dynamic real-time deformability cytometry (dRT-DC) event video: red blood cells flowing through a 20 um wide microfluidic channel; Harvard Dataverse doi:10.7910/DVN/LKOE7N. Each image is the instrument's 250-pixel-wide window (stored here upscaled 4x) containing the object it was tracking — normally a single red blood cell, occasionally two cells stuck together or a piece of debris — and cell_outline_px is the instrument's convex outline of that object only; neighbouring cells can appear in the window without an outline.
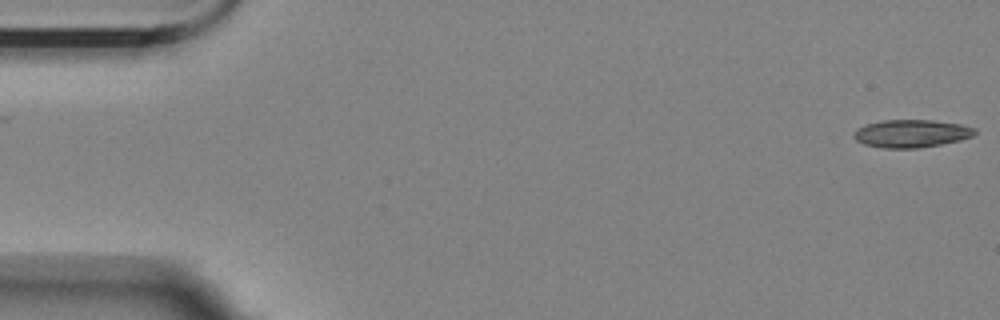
{"species": "Egyptian fruit bat (a non-hibernating species)", "species_latin": "Rousettus aegyptiacus", "temperature_condition": "room temperature", "stored_images_in_passage": 55, "camera_frame_rate_fps": 3000, "um_per_image_px": 0.085, "animal": {"sex": "female"}, "frame": {"image": 1, "passage_image": 1, "time_ms": 0.0, "image_size_px": [1000, 320], "cell_outline_px": [[976, 132], [972, 136], [960, 140], [940, 144], [916, 148], [884, 148], [864, 144], [856, 140], [852, 136], [860, 128], [868, 124], [884, 120], [932, 120], [960, 124], [976, 128]], "centroid_in_image_um": [77.49, 11.35], "position_along_channel_um": 7.5, "area_um2": 19.31}}
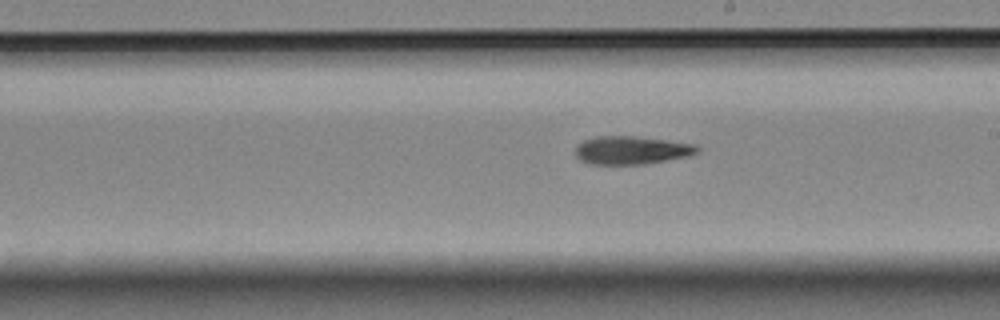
{"frame": {"image": 2, "passage_image": 31, "time_ms": 10.0, "image_size_px": [1000, 320], "cell_outline_px": [[700, 148], [696, 152], [688, 156], [644, 164], [592, 164], [580, 160], [576, 156], [576, 144], [584, 140], [596, 136], [636, 136], [692, 144]], "centroid_in_image_um": [53.62, 12.76], "position_along_channel_um": 235.4, "area_um2": 19.77}}
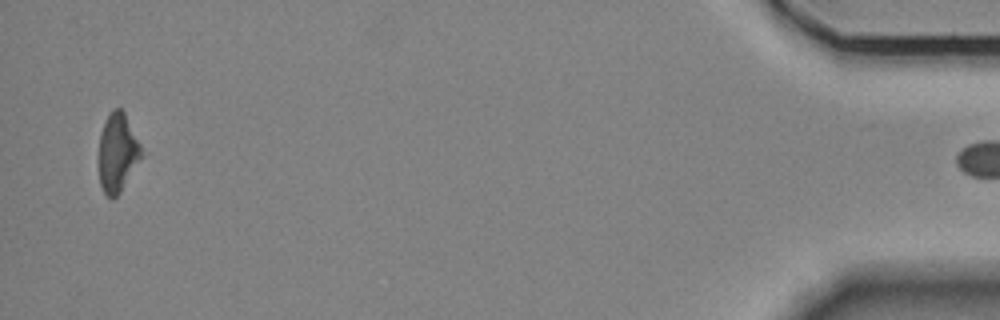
{"frame": {"image": 3, "passage_image": 54, "time_ms": 17.667, "image_size_px": [1000, 320], "cell_outline_px": [[144, 156], [120, 192], [112, 200], [104, 192], [100, 184], [100, 132], [104, 120], [112, 108], [120, 108], [124, 112], [140, 144]], "centroid_in_image_um": [10.01, 12.97], "position_along_channel_um": 425.2, "area_um2": 19.48}}